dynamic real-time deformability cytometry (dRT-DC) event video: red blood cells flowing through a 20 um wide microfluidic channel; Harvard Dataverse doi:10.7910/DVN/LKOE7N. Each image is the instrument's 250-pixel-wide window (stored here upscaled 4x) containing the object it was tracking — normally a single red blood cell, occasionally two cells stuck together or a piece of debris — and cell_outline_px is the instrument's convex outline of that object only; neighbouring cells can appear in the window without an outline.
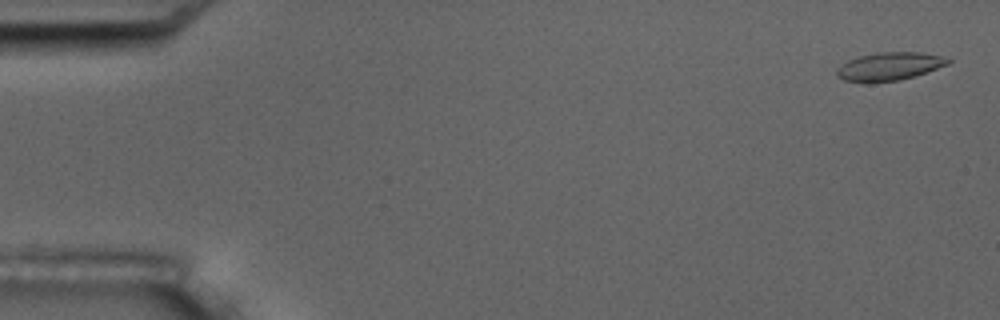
{"species": "common noctule bat (a hibernating species)", "species_latin": "Nyctalus noctula", "temperature_condition": "room temperature", "stored_images_in_passage": 5, "camera_frame_rate_fps": 3000, "um_per_image_px": 0.085, "animal": {"sex": "male", "body_mass_g": 17.5, "forearm_length_mm": 52.3}, "frame": {"image": 1, "passage_image": 1, "time_ms": 0.0, "image_size_px": [1000, 320], "cell_outline_px": [[952, 60], [948, 64], [900, 80], [844, 80], [836, 76], [836, 68], [848, 60], [860, 56], [876, 52], [920, 52], [940, 56]], "centroid_in_image_um": [75.58, 5.6], "position_along_channel_um": 9.4, "area_um2": 17.46}}